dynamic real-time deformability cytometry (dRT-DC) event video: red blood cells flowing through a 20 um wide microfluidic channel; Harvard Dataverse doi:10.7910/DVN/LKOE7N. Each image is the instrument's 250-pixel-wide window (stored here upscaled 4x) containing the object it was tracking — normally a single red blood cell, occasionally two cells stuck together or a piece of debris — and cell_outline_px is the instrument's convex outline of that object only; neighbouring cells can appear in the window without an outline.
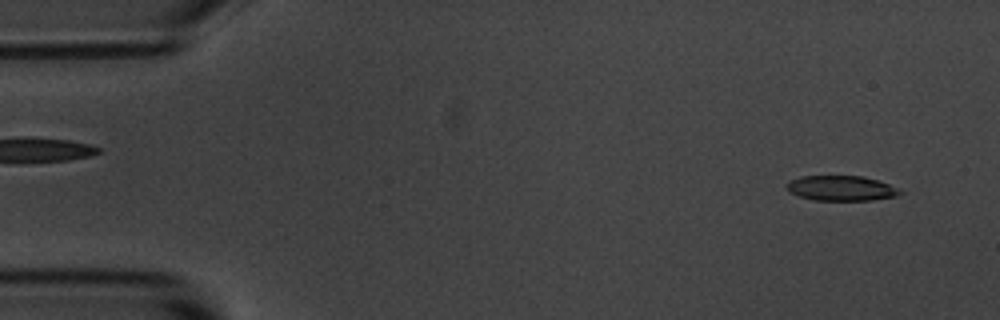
{"species": "common noctule bat (a hibernating species)", "species_latin": "Nyctalus noctula", "temperature_condition": "room temperature", "stored_images_in_passage": 54, "camera_frame_rate_fps": 3000, "um_per_image_px": 0.085, "animal": {"sex": "male", "body_mass_g": 20.1, "forearm_length_mm": 53.5}, "frame": {"image": 1, "passage_image": 3, "time_ms": 0.667, "image_size_px": [1000, 320], "cell_outline_px": [[904, 192], [896, 196], [872, 200], [816, 200], [800, 196], [788, 192], [784, 184], [788, 180], [800, 176], [864, 176], [888, 184]], "centroid_in_image_um": [71.44, 15.99], "position_along_channel_um": 13.6, "area_um2": 16.59}}
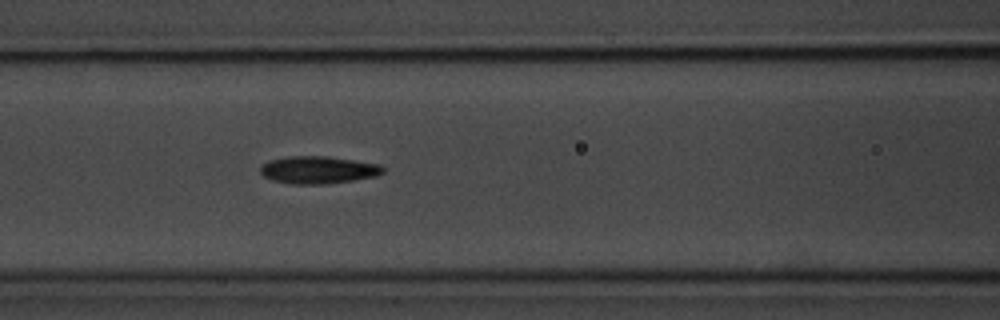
{"frame": {"image": 2, "passage_image": 22, "time_ms": 7.0, "image_size_px": [1000, 320], "cell_outline_px": [[388, 168], [384, 172], [376, 176], [352, 180], [320, 184], [288, 184], [272, 180], [264, 176], [260, 172], [260, 168], [264, 164], [272, 160], [292, 156], [328, 156], [380, 164]], "centroid_in_image_um": [27.09, 14.44], "position_along_channel_um": 139.5, "area_um2": 19.54}}
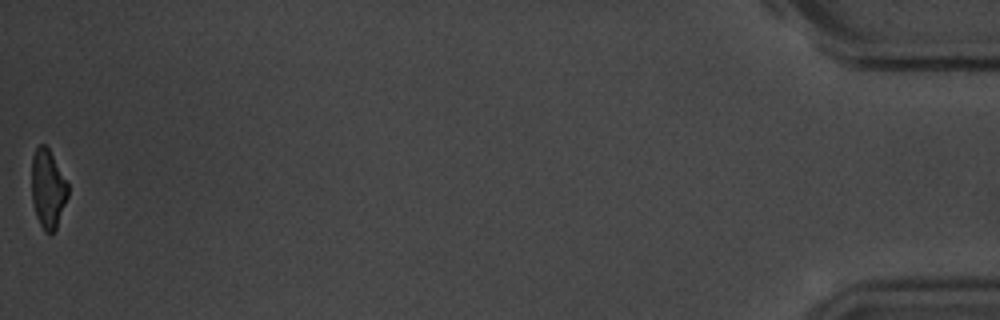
{"frame": {"image": 3, "passage_image": 54, "time_ms": 17.667, "image_size_px": [1000, 320], "cell_outline_px": [[68, 196], [56, 228], [48, 236], [44, 232], [36, 216], [32, 200], [32, 156], [36, 148], [40, 144], [44, 144], [48, 148], [68, 184]], "centroid_in_image_um": [4.06, 16.08], "position_along_channel_um": 431.1, "area_um2": 16.53}, "authors_computed_cell_mechanics": {"area_um2": 18.5249, "velocity_mm_per_s": 3.6583, "shape_relaxation_time_tau1_ms": 3.0423, "shape_relaxation_time_tau2_ms": 3.6317, "deformation_change_tau1": 0.1209, "deformation_change_tau2": 0.13}}